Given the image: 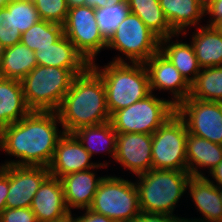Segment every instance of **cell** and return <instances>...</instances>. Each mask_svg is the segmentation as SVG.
Returning a JSON list of instances; mask_svg holds the SVG:
<instances>
[{"instance_id": "obj_27", "label": "cell", "mask_w": 222, "mask_h": 222, "mask_svg": "<svg viewBox=\"0 0 222 222\" xmlns=\"http://www.w3.org/2000/svg\"><path fill=\"white\" fill-rule=\"evenodd\" d=\"M0 13L1 25L6 30L20 31L21 34L41 20L33 0H9Z\"/></svg>"}, {"instance_id": "obj_22", "label": "cell", "mask_w": 222, "mask_h": 222, "mask_svg": "<svg viewBox=\"0 0 222 222\" xmlns=\"http://www.w3.org/2000/svg\"><path fill=\"white\" fill-rule=\"evenodd\" d=\"M31 111L25 102L21 81L0 77V131Z\"/></svg>"}, {"instance_id": "obj_13", "label": "cell", "mask_w": 222, "mask_h": 222, "mask_svg": "<svg viewBox=\"0 0 222 222\" xmlns=\"http://www.w3.org/2000/svg\"><path fill=\"white\" fill-rule=\"evenodd\" d=\"M49 176L48 167L9 165L6 208L31 207L36 192Z\"/></svg>"}, {"instance_id": "obj_17", "label": "cell", "mask_w": 222, "mask_h": 222, "mask_svg": "<svg viewBox=\"0 0 222 222\" xmlns=\"http://www.w3.org/2000/svg\"><path fill=\"white\" fill-rule=\"evenodd\" d=\"M106 168L98 164L95 168L67 174L60 178L67 208L86 209L93 202L97 188L104 176H97L95 170Z\"/></svg>"}, {"instance_id": "obj_28", "label": "cell", "mask_w": 222, "mask_h": 222, "mask_svg": "<svg viewBox=\"0 0 222 222\" xmlns=\"http://www.w3.org/2000/svg\"><path fill=\"white\" fill-rule=\"evenodd\" d=\"M129 11L137 15L160 39L176 35L171 29L159 0H126Z\"/></svg>"}, {"instance_id": "obj_46", "label": "cell", "mask_w": 222, "mask_h": 222, "mask_svg": "<svg viewBox=\"0 0 222 222\" xmlns=\"http://www.w3.org/2000/svg\"><path fill=\"white\" fill-rule=\"evenodd\" d=\"M58 222H72L70 216L64 220L58 221Z\"/></svg>"}, {"instance_id": "obj_6", "label": "cell", "mask_w": 222, "mask_h": 222, "mask_svg": "<svg viewBox=\"0 0 222 222\" xmlns=\"http://www.w3.org/2000/svg\"><path fill=\"white\" fill-rule=\"evenodd\" d=\"M89 209L116 222L131 221L142 212L135 182L105 175Z\"/></svg>"}, {"instance_id": "obj_19", "label": "cell", "mask_w": 222, "mask_h": 222, "mask_svg": "<svg viewBox=\"0 0 222 222\" xmlns=\"http://www.w3.org/2000/svg\"><path fill=\"white\" fill-rule=\"evenodd\" d=\"M35 57L38 65L69 69L75 76L91 66L65 35L49 47L36 49Z\"/></svg>"}, {"instance_id": "obj_3", "label": "cell", "mask_w": 222, "mask_h": 222, "mask_svg": "<svg viewBox=\"0 0 222 222\" xmlns=\"http://www.w3.org/2000/svg\"><path fill=\"white\" fill-rule=\"evenodd\" d=\"M91 67L101 76L110 116L151 94L149 75L144 63L112 62Z\"/></svg>"}, {"instance_id": "obj_38", "label": "cell", "mask_w": 222, "mask_h": 222, "mask_svg": "<svg viewBox=\"0 0 222 222\" xmlns=\"http://www.w3.org/2000/svg\"><path fill=\"white\" fill-rule=\"evenodd\" d=\"M205 15H209L210 19H207L208 26H212L218 19L222 18V0H216L205 10Z\"/></svg>"}, {"instance_id": "obj_43", "label": "cell", "mask_w": 222, "mask_h": 222, "mask_svg": "<svg viewBox=\"0 0 222 222\" xmlns=\"http://www.w3.org/2000/svg\"><path fill=\"white\" fill-rule=\"evenodd\" d=\"M216 0H199L202 7L206 10L210 5H212Z\"/></svg>"}, {"instance_id": "obj_1", "label": "cell", "mask_w": 222, "mask_h": 222, "mask_svg": "<svg viewBox=\"0 0 222 222\" xmlns=\"http://www.w3.org/2000/svg\"><path fill=\"white\" fill-rule=\"evenodd\" d=\"M56 111H31L20 121L0 131V151L17 159L6 160L0 166L48 167L58 140L64 134Z\"/></svg>"}, {"instance_id": "obj_37", "label": "cell", "mask_w": 222, "mask_h": 222, "mask_svg": "<svg viewBox=\"0 0 222 222\" xmlns=\"http://www.w3.org/2000/svg\"><path fill=\"white\" fill-rule=\"evenodd\" d=\"M21 36L20 31L6 30L4 26H0V42L5 48L21 42Z\"/></svg>"}, {"instance_id": "obj_7", "label": "cell", "mask_w": 222, "mask_h": 222, "mask_svg": "<svg viewBox=\"0 0 222 222\" xmlns=\"http://www.w3.org/2000/svg\"><path fill=\"white\" fill-rule=\"evenodd\" d=\"M176 113L170 99L154 93L110 116L113 129L119 133H147L152 135Z\"/></svg>"}, {"instance_id": "obj_40", "label": "cell", "mask_w": 222, "mask_h": 222, "mask_svg": "<svg viewBox=\"0 0 222 222\" xmlns=\"http://www.w3.org/2000/svg\"><path fill=\"white\" fill-rule=\"evenodd\" d=\"M126 2V0H86L85 5L94 9H100L106 5H115Z\"/></svg>"}, {"instance_id": "obj_39", "label": "cell", "mask_w": 222, "mask_h": 222, "mask_svg": "<svg viewBox=\"0 0 222 222\" xmlns=\"http://www.w3.org/2000/svg\"><path fill=\"white\" fill-rule=\"evenodd\" d=\"M209 175L212 177L211 179L208 178L215 186L218 188H222V161L215 167L213 168L209 173ZM213 179V180H212ZM215 181V182H214Z\"/></svg>"}, {"instance_id": "obj_34", "label": "cell", "mask_w": 222, "mask_h": 222, "mask_svg": "<svg viewBox=\"0 0 222 222\" xmlns=\"http://www.w3.org/2000/svg\"><path fill=\"white\" fill-rule=\"evenodd\" d=\"M183 218L178 217V215L141 212L136 218L128 222H184Z\"/></svg>"}, {"instance_id": "obj_11", "label": "cell", "mask_w": 222, "mask_h": 222, "mask_svg": "<svg viewBox=\"0 0 222 222\" xmlns=\"http://www.w3.org/2000/svg\"><path fill=\"white\" fill-rule=\"evenodd\" d=\"M188 133L222 145V102L203 101L190 96L176 107Z\"/></svg>"}, {"instance_id": "obj_45", "label": "cell", "mask_w": 222, "mask_h": 222, "mask_svg": "<svg viewBox=\"0 0 222 222\" xmlns=\"http://www.w3.org/2000/svg\"><path fill=\"white\" fill-rule=\"evenodd\" d=\"M9 0H0V10L8 4Z\"/></svg>"}, {"instance_id": "obj_15", "label": "cell", "mask_w": 222, "mask_h": 222, "mask_svg": "<svg viewBox=\"0 0 222 222\" xmlns=\"http://www.w3.org/2000/svg\"><path fill=\"white\" fill-rule=\"evenodd\" d=\"M92 157L72 133H64L58 140L53 159L48 166L50 176L61 178L67 174L95 168L108 167L107 161L92 162Z\"/></svg>"}, {"instance_id": "obj_47", "label": "cell", "mask_w": 222, "mask_h": 222, "mask_svg": "<svg viewBox=\"0 0 222 222\" xmlns=\"http://www.w3.org/2000/svg\"><path fill=\"white\" fill-rule=\"evenodd\" d=\"M220 203L222 205V188H220Z\"/></svg>"}, {"instance_id": "obj_21", "label": "cell", "mask_w": 222, "mask_h": 222, "mask_svg": "<svg viewBox=\"0 0 222 222\" xmlns=\"http://www.w3.org/2000/svg\"><path fill=\"white\" fill-rule=\"evenodd\" d=\"M159 4L171 29L184 37L187 28L202 26L199 23L206 17L199 0H159Z\"/></svg>"}, {"instance_id": "obj_14", "label": "cell", "mask_w": 222, "mask_h": 222, "mask_svg": "<svg viewBox=\"0 0 222 222\" xmlns=\"http://www.w3.org/2000/svg\"><path fill=\"white\" fill-rule=\"evenodd\" d=\"M152 135L147 133H119L116 136L115 162L133 176L152 169Z\"/></svg>"}, {"instance_id": "obj_2", "label": "cell", "mask_w": 222, "mask_h": 222, "mask_svg": "<svg viewBox=\"0 0 222 222\" xmlns=\"http://www.w3.org/2000/svg\"><path fill=\"white\" fill-rule=\"evenodd\" d=\"M56 113L64 133L110 121L103 80L91 66L73 78Z\"/></svg>"}, {"instance_id": "obj_42", "label": "cell", "mask_w": 222, "mask_h": 222, "mask_svg": "<svg viewBox=\"0 0 222 222\" xmlns=\"http://www.w3.org/2000/svg\"><path fill=\"white\" fill-rule=\"evenodd\" d=\"M212 26H213L220 34H222V18L218 19Z\"/></svg>"}, {"instance_id": "obj_36", "label": "cell", "mask_w": 222, "mask_h": 222, "mask_svg": "<svg viewBox=\"0 0 222 222\" xmlns=\"http://www.w3.org/2000/svg\"><path fill=\"white\" fill-rule=\"evenodd\" d=\"M9 189V165L0 166V214L6 208Z\"/></svg>"}, {"instance_id": "obj_29", "label": "cell", "mask_w": 222, "mask_h": 222, "mask_svg": "<svg viewBox=\"0 0 222 222\" xmlns=\"http://www.w3.org/2000/svg\"><path fill=\"white\" fill-rule=\"evenodd\" d=\"M190 97L203 101L222 102V66L203 68L191 84Z\"/></svg>"}, {"instance_id": "obj_33", "label": "cell", "mask_w": 222, "mask_h": 222, "mask_svg": "<svg viewBox=\"0 0 222 222\" xmlns=\"http://www.w3.org/2000/svg\"><path fill=\"white\" fill-rule=\"evenodd\" d=\"M0 222H38L31 207L5 208L0 214Z\"/></svg>"}, {"instance_id": "obj_35", "label": "cell", "mask_w": 222, "mask_h": 222, "mask_svg": "<svg viewBox=\"0 0 222 222\" xmlns=\"http://www.w3.org/2000/svg\"><path fill=\"white\" fill-rule=\"evenodd\" d=\"M83 210L84 214L82 213L80 216L71 213L70 218L72 222H116L105 215L90 210L89 208L82 209L81 211Z\"/></svg>"}, {"instance_id": "obj_4", "label": "cell", "mask_w": 222, "mask_h": 222, "mask_svg": "<svg viewBox=\"0 0 222 222\" xmlns=\"http://www.w3.org/2000/svg\"><path fill=\"white\" fill-rule=\"evenodd\" d=\"M192 175L188 171L151 169L136 175L142 212L175 215L179 200L187 193Z\"/></svg>"}, {"instance_id": "obj_31", "label": "cell", "mask_w": 222, "mask_h": 222, "mask_svg": "<svg viewBox=\"0 0 222 222\" xmlns=\"http://www.w3.org/2000/svg\"><path fill=\"white\" fill-rule=\"evenodd\" d=\"M129 12L127 1L95 9L97 24L101 34L107 41L114 34L118 25L125 19Z\"/></svg>"}, {"instance_id": "obj_16", "label": "cell", "mask_w": 222, "mask_h": 222, "mask_svg": "<svg viewBox=\"0 0 222 222\" xmlns=\"http://www.w3.org/2000/svg\"><path fill=\"white\" fill-rule=\"evenodd\" d=\"M31 210L38 222H58L71 215L59 178L49 176L41 184L33 198Z\"/></svg>"}, {"instance_id": "obj_30", "label": "cell", "mask_w": 222, "mask_h": 222, "mask_svg": "<svg viewBox=\"0 0 222 222\" xmlns=\"http://www.w3.org/2000/svg\"><path fill=\"white\" fill-rule=\"evenodd\" d=\"M64 35L63 25L40 20L21 36V42L29 49L46 48L57 42Z\"/></svg>"}, {"instance_id": "obj_48", "label": "cell", "mask_w": 222, "mask_h": 222, "mask_svg": "<svg viewBox=\"0 0 222 222\" xmlns=\"http://www.w3.org/2000/svg\"><path fill=\"white\" fill-rule=\"evenodd\" d=\"M2 15H1V13H0V26H1V22H2Z\"/></svg>"}, {"instance_id": "obj_41", "label": "cell", "mask_w": 222, "mask_h": 222, "mask_svg": "<svg viewBox=\"0 0 222 222\" xmlns=\"http://www.w3.org/2000/svg\"><path fill=\"white\" fill-rule=\"evenodd\" d=\"M86 3V0H67V4L70 7L73 6H84Z\"/></svg>"}, {"instance_id": "obj_10", "label": "cell", "mask_w": 222, "mask_h": 222, "mask_svg": "<svg viewBox=\"0 0 222 222\" xmlns=\"http://www.w3.org/2000/svg\"><path fill=\"white\" fill-rule=\"evenodd\" d=\"M63 30L64 35L90 64L95 62L102 49L107 48V40L100 32L95 9L92 7H70Z\"/></svg>"}, {"instance_id": "obj_23", "label": "cell", "mask_w": 222, "mask_h": 222, "mask_svg": "<svg viewBox=\"0 0 222 222\" xmlns=\"http://www.w3.org/2000/svg\"><path fill=\"white\" fill-rule=\"evenodd\" d=\"M181 34L160 39V52L164 54L191 85L200 72L196 54L191 43L179 42ZM177 37L172 41L173 38ZM178 39V40H177Z\"/></svg>"}, {"instance_id": "obj_26", "label": "cell", "mask_w": 222, "mask_h": 222, "mask_svg": "<svg viewBox=\"0 0 222 222\" xmlns=\"http://www.w3.org/2000/svg\"><path fill=\"white\" fill-rule=\"evenodd\" d=\"M37 65L35 51L19 42L5 49L0 77L21 81Z\"/></svg>"}, {"instance_id": "obj_20", "label": "cell", "mask_w": 222, "mask_h": 222, "mask_svg": "<svg viewBox=\"0 0 222 222\" xmlns=\"http://www.w3.org/2000/svg\"><path fill=\"white\" fill-rule=\"evenodd\" d=\"M186 159L188 172L192 176H207L206 172L209 173L222 161V145L188 133ZM206 168L208 171L204 172Z\"/></svg>"}, {"instance_id": "obj_5", "label": "cell", "mask_w": 222, "mask_h": 222, "mask_svg": "<svg viewBox=\"0 0 222 222\" xmlns=\"http://www.w3.org/2000/svg\"><path fill=\"white\" fill-rule=\"evenodd\" d=\"M74 77L69 69L37 65L21 80L27 106L32 111H56Z\"/></svg>"}, {"instance_id": "obj_44", "label": "cell", "mask_w": 222, "mask_h": 222, "mask_svg": "<svg viewBox=\"0 0 222 222\" xmlns=\"http://www.w3.org/2000/svg\"><path fill=\"white\" fill-rule=\"evenodd\" d=\"M5 49L6 48L0 42V66H1L2 59H3L4 53H5Z\"/></svg>"}, {"instance_id": "obj_9", "label": "cell", "mask_w": 222, "mask_h": 222, "mask_svg": "<svg viewBox=\"0 0 222 222\" xmlns=\"http://www.w3.org/2000/svg\"><path fill=\"white\" fill-rule=\"evenodd\" d=\"M185 121L175 113L152 134V169L188 171Z\"/></svg>"}, {"instance_id": "obj_32", "label": "cell", "mask_w": 222, "mask_h": 222, "mask_svg": "<svg viewBox=\"0 0 222 222\" xmlns=\"http://www.w3.org/2000/svg\"><path fill=\"white\" fill-rule=\"evenodd\" d=\"M41 20L63 25L69 6L67 0H33Z\"/></svg>"}, {"instance_id": "obj_18", "label": "cell", "mask_w": 222, "mask_h": 222, "mask_svg": "<svg viewBox=\"0 0 222 222\" xmlns=\"http://www.w3.org/2000/svg\"><path fill=\"white\" fill-rule=\"evenodd\" d=\"M189 197H192L199 218H183L184 222H222V205L220 188L206 176H191L187 185Z\"/></svg>"}, {"instance_id": "obj_8", "label": "cell", "mask_w": 222, "mask_h": 222, "mask_svg": "<svg viewBox=\"0 0 222 222\" xmlns=\"http://www.w3.org/2000/svg\"><path fill=\"white\" fill-rule=\"evenodd\" d=\"M107 49L118 51L112 62L145 63L160 51V38L137 15L129 12L107 41Z\"/></svg>"}, {"instance_id": "obj_25", "label": "cell", "mask_w": 222, "mask_h": 222, "mask_svg": "<svg viewBox=\"0 0 222 222\" xmlns=\"http://www.w3.org/2000/svg\"><path fill=\"white\" fill-rule=\"evenodd\" d=\"M85 150L94 157L95 154L106 153L115 159L117 132L110 121L94 126H84L72 133Z\"/></svg>"}, {"instance_id": "obj_24", "label": "cell", "mask_w": 222, "mask_h": 222, "mask_svg": "<svg viewBox=\"0 0 222 222\" xmlns=\"http://www.w3.org/2000/svg\"><path fill=\"white\" fill-rule=\"evenodd\" d=\"M191 35L198 64L201 69L222 66V34L213 26L202 24Z\"/></svg>"}, {"instance_id": "obj_12", "label": "cell", "mask_w": 222, "mask_h": 222, "mask_svg": "<svg viewBox=\"0 0 222 222\" xmlns=\"http://www.w3.org/2000/svg\"><path fill=\"white\" fill-rule=\"evenodd\" d=\"M149 75L151 93L158 90L169 92L170 101L177 107L191 93V85L181 75L172 62L160 51L152 55L145 63Z\"/></svg>"}]
</instances>
